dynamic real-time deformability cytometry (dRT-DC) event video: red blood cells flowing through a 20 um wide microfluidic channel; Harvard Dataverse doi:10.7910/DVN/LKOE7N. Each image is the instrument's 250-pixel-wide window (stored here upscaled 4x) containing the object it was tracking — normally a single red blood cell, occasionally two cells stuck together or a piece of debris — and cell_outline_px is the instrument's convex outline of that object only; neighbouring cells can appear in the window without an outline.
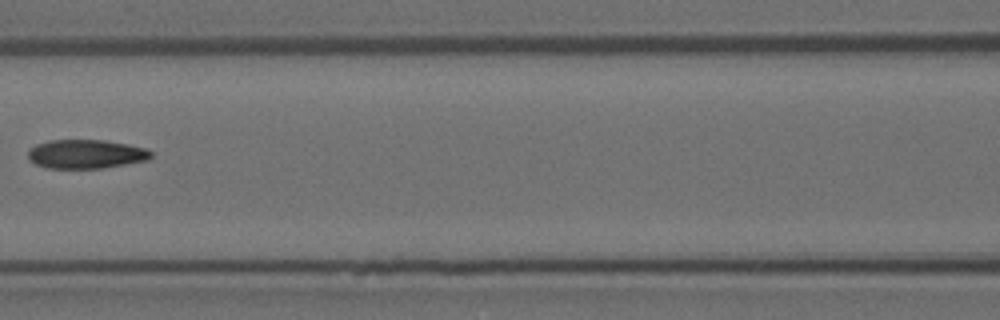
{"species": "Egyptian fruit bat (a non-hibernating species)", "species_latin": "Rousettus aegyptiacus", "temperature_condition": "room temperature", "stored_images_in_passage": 7, "camera_frame_rate_fps": 3000, "um_per_image_px": 0.085, "animal": {"sex": "female"}, "frame": {"image": 1, "passage_image": 7, "time_ms": 2.0, "image_size_px": [1000, 320], "cell_outline_px": [[152, 156], [148, 160], [104, 168], [44, 168], [28, 160], [28, 152], [36, 144], [48, 140], [104, 140], [128, 144], [144, 148], [152, 152]], "centroid_in_image_um": [7.29, 13.1], "position_along_channel_um": 159.3, "area_um2": 20.81}}